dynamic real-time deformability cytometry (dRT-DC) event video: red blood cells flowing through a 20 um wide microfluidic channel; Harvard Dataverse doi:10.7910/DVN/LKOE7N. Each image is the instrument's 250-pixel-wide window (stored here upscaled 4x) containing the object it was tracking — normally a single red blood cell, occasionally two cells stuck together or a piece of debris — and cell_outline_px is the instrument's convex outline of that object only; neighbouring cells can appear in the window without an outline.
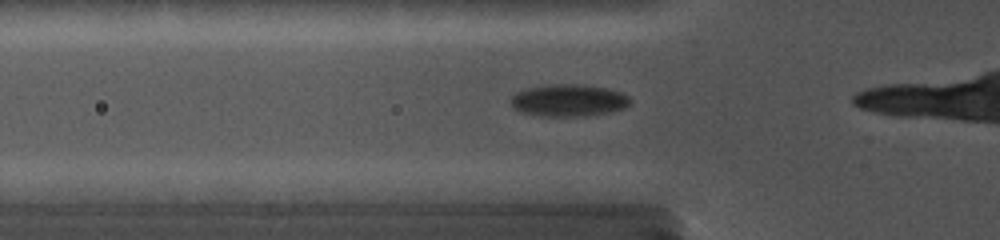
{"species": "common noctule bat (a hibernating species)", "species_latin": "Nyctalus noctula", "temperature_condition": "cold", "stored_images_in_passage": 8, "camera_frame_rate_fps": 5000, "um_per_image_px": 0.085, "animal": {"sex": "female", "body_mass_g": 19.0, "forearm_length_mm": 56.7}, "frame": {"image": 1, "passage_image": 4, "time_ms": 1.4, "image_size_px": [1000, 240], "cell_outline_px": [[632, 100], [624, 108], [608, 112], [584, 116], [540, 116], [520, 112], [512, 108], [512, 96], [516, 92], [528, 88], [548, 84], [580, 84], [608, 88], [620, 92], [628, 96]], "centroid_in_image_um": [48.32, 8.53], "position_along_channel_um": 77.5, "area_um2": 22.37}}